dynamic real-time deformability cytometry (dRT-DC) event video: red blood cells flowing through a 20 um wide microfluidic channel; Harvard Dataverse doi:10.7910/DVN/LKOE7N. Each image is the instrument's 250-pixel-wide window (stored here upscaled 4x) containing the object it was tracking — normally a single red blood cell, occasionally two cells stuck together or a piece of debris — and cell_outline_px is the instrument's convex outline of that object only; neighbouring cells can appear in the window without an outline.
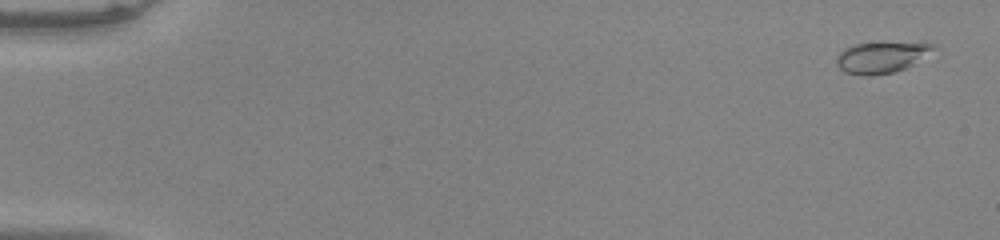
{"species": "common noctule bat (a hibernating species)", "species_latin": "Nyctalus noctula", "temperature_condition": "warm", "stored_images_in_passage": 52, "camera_frame_rate_fps": 3000, "um_per_image_px": 0.085, "animal": {"sex": "male", "body_mass_g": 20.0, "forearm_length_mm": 53.3}, "frame": {"image": 1, "passage_image": 2, "time_ms": 0.333, "image_size_px": [1000, 240], "cell_outline_px": [[940, 56], [908, 68], [892, 72], [872, 76], [860, 76], [844, 72], [836, 64], [836, 56], [844, 48], [852, 44], [880, 40], [924, 40], [936, 44], [940, 48]], "centroid_in_image_um": [75.24, 4.79], "position_along_channel_um": 9.8, "area_um2": 20.35}}
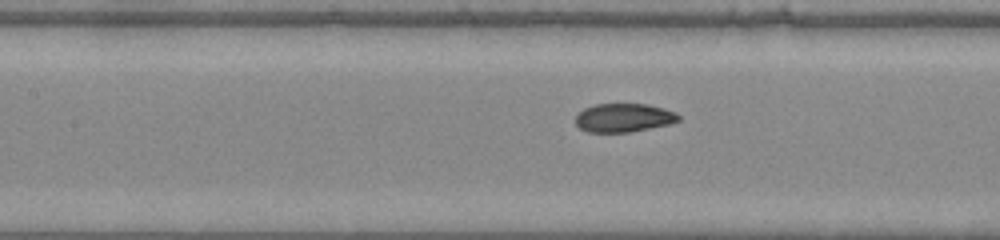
{"frame": {"image": 2, "passage_image": 25, "time_ms": 8.0, "image_size_px": [1000, 240], "cell_outline_px": [[680, 120], [672, 124], [632, 132], [588, 132], [580, 128], [576, 124], [576, 116], [584, 108], [596, 104], [648, 104], [664, 108], [676, 112], [680, 116]], "centroid_in_image_um": [53.07, 10.01], "position_along_channel_um": 154.3, "area_um2": 17.34}}
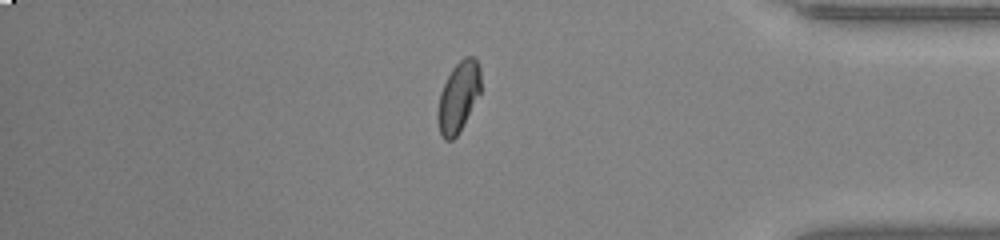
{"frame": {"image": 3, "passage_image": 45, "time_ms": 14.667, "image_size_px": [1000, 240], "cell_outline_px": [[480, 92], [456, 136], [452, 140], [444, 140], [440, 132], [436, 120], [436, 112], [440, 92], [452, 68], [464, 56], [472, 56], [476, 60], [480, 68]], "centroid_in_image_um": [38.93, 8.22], "position_along_channel_um": 396.3, "area_um2": 17.4}, "authors_computed_cell_mechanics": {"area_um2": 17.8602, "velocity_mm_per_s": 3.9928, "shape_relaxation_time_tau1_ms": 5.1476, "shape_relaxation_time_tau2_ms": null, "deformation_change_tau1": 0.1674, "deformation_change_tau2": null}}